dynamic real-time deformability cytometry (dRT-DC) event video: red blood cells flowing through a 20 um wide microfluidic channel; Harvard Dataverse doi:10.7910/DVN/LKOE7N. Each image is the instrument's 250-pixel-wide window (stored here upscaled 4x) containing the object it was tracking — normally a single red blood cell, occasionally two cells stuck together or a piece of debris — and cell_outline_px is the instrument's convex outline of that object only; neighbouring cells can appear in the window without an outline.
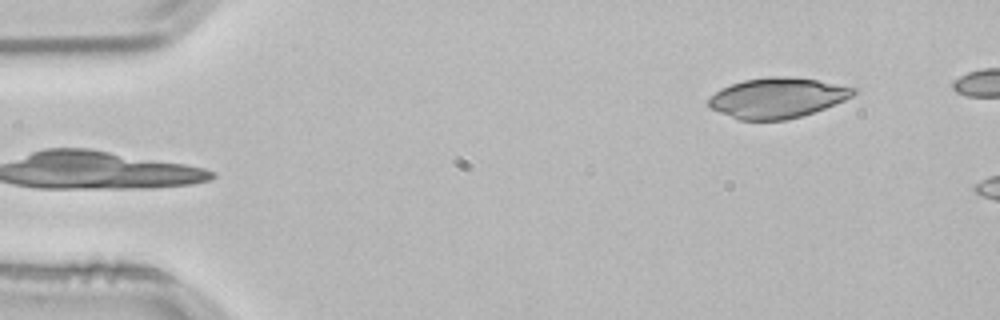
{"species": "common noctule bat (a hibernating species)", "species_latin": "Nyctalus noctula", "temperature_condition": "room temperature", "stored_images_in_passage": 3, "camera_frame_rate_fps": 3000, "um_per_image_px": 0.085, "animal": {"sex": "male", "body_mass_g": 21.5, "forearm_length_mm": 52.0}, "frame": {"image": 1, "passage_image": 3, "time_ms": 0.667, "image_size_px": [1000, 320], "cell_outline_px": [[856, 92], [852, 96], [844, 100], [824, 108], [800, 116], [784, 120], [740, 120], [720, 112], [712, 108], [708, 104], [708, 100], [720, 88], [744, 80], [768, 76], [788, 76], [816, 80], [856, 88]], "centroid_in_image_um": [66.06, 8.31], "position_along_channel_um": 18.9, "area_um2": 33.52}}